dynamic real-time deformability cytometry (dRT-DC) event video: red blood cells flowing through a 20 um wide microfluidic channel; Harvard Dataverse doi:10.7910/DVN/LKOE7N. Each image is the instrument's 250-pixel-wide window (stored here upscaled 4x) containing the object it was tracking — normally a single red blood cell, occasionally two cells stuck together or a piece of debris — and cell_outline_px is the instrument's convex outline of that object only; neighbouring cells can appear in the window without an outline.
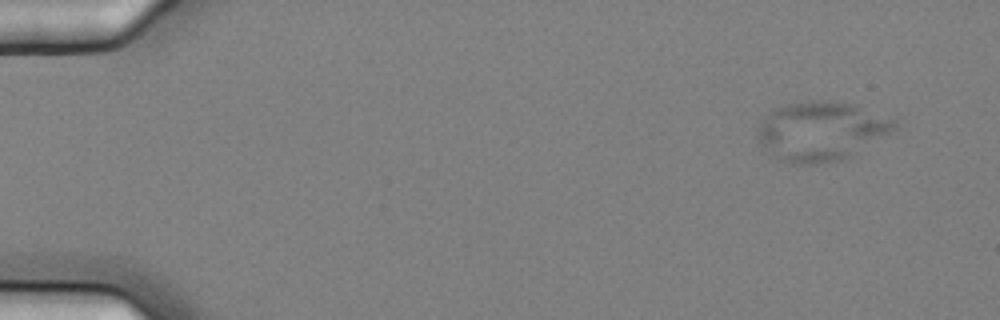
{"species": "common noctule bat (a hibernating species)", "species_latin": "Nyctalus noctula", "temperature_condition": "cold", "stored_images_in_passage": 6, "camera_frame_rate_fps": 3000, "um_per_image_px": 0.085, "animal": {"sex": "female", "body_mass_g": 25.1}, "frame": {"image": 1, "passage_image": 1, "time_ms": 0.0, "image_size_px": [1000, 320], "cell_outline_px": [[896, 128], [892, 132], [848, 156], [840, 160], [812, 164], [808, 164], [784, 160], [776, 156], [760, 144], [756, 128], [764, 116], [772, 108], [784, 104], [808, 100], [828, 100], [856, 104], [896, 120]], "centroid_in_image_um": [69.78, 11.08], "position_along_channel_um": 15.2, "area_um2": 46.82}}
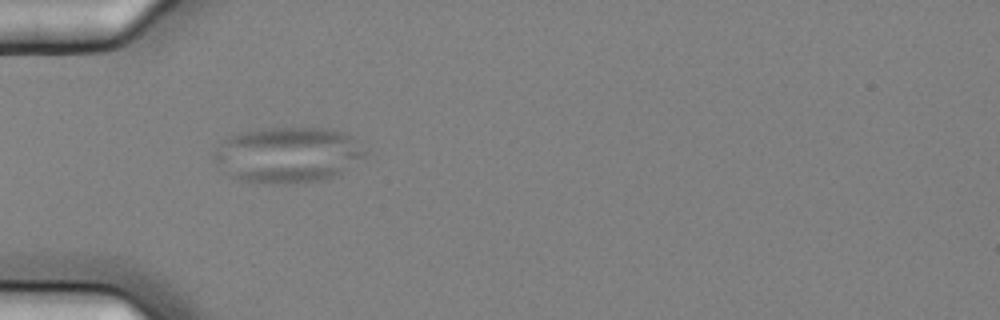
{"frame": {"image": 2, "passage_image": 5, "time_ms": 1.333, "image_size_px": [1000, 320], "cell_outline_px": [[364, 156], [336, 176], [324, 180], [292, 184], [284, 184], [240, 180], [232, 176], [212, 156], [220, 140], [228, 136], [240, 132], [260, 128], [324, 128], [344, 132], [352, 136], [364, 152]], "centroid_in_image_um": [24.44, 13.14], "position_along_channel_um": 60.6, "area_um2": 48.73}}
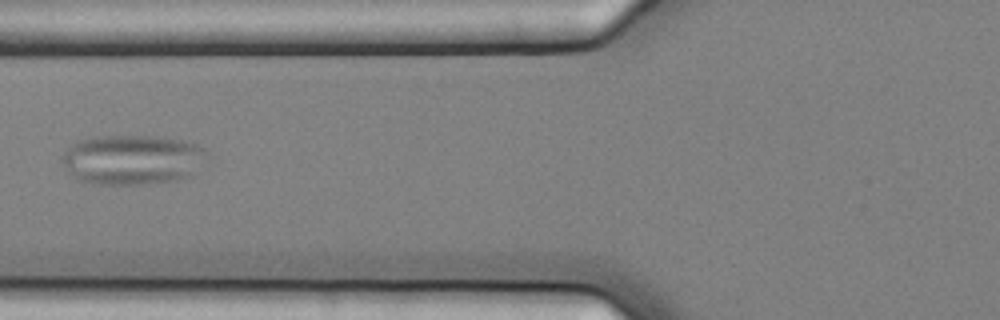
{"frame": {"image": 3, "passage_image": 6, "time_ms": 1.667, "image_size_px": [1000, 320], "cell_outline_px": [[208, 156], [192, 176], [172, 180], [148, 184], [100, 184], [76, 180], [68, 172], [60, 156], [72, 144], [80, 140], [96, 136], [152, 136], [180, 140], [196, 144], [208, 152]], "centroid_in_image_um": [11.24, 13.57], "position_along_channel_um": 114.6, "area_um2": 42.14}}